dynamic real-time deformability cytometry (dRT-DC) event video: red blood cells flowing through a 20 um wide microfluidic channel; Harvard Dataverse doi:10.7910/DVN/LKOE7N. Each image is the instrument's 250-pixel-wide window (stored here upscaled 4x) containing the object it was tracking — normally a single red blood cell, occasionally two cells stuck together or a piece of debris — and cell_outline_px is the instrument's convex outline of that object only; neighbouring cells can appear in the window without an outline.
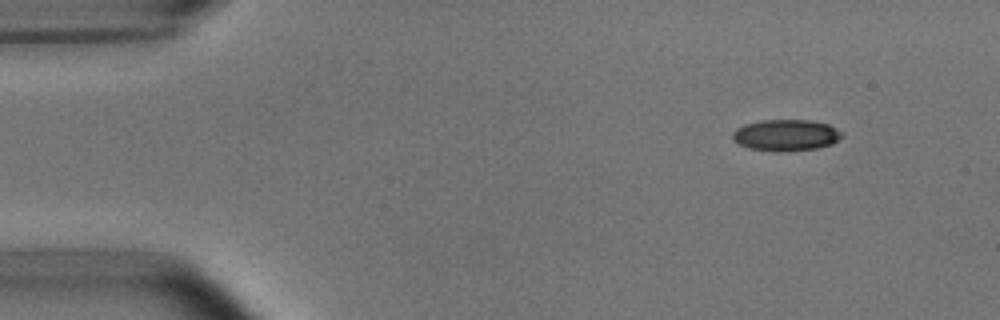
{"species": "common noctule bat (a hibernating species)", "species_latin": "Nyctalus noctula", "temperature_condition": "room temperature", "stored_images_in_passage": 3, "camera_frame_rate_fps": 3000, "um_per_image_px": 0.085, "animal": {"sex": "male", "body_mass_g": 15.6}, "frame": {"image": 1, "passage_image": 3, "time_ms": 2.333, "image_size_px": [1000, 320], "cell_outline_px": [[844, 136], [832, 144], [816, 148], [780, 152], [776, 152], [748, 148], [736, 144], [732, 140], [732, 132], [736, 128], [744, 124], [764, 120], [812, 120], [828, 124], [844, 132]], "centroid_in_image_um": [66.79, 11.49], "position_along_channel_um": 18.2, "area_um2": 20.35}}